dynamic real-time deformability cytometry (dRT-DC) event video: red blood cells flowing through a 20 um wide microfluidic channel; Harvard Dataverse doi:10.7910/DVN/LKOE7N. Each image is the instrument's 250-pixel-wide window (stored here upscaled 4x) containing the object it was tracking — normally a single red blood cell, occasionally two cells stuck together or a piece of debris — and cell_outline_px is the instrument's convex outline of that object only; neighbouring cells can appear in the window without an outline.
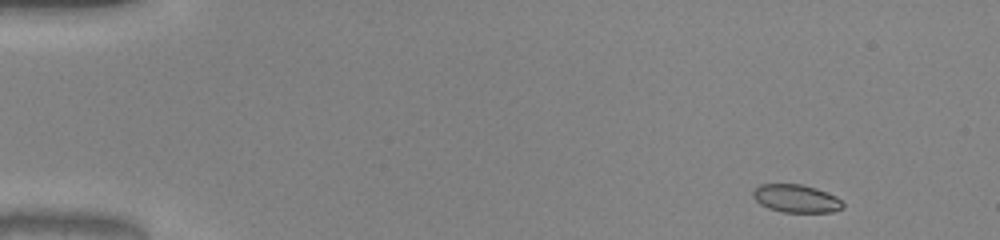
{"species": "common noctule bat (a hibernating species)", "species_latin": "Nyctalus noctula", "temperature_condition": "warm", "stored_images_in_passage": 47, "camera_frame_rate_fps": 3000, "um_per_image_px": 0.085, "animal": {"sex": "male", "body_mass_g": 20.0, "forearm_length_mm": 53.3}, "frame": {"image": 1, "passage_image": 1, "time_ms": 0.0, "image_size_px": [1000, 240], "cell_outline_px": [[844, 208], [832, 212], [784, 212], [768, 208], [760, 204], [752, 196], [752, 192], [760, 184], [800, 184], [816, 188], [836, 196], [844, 204]], "centroid_in_image_um": [67.68, 16.88], "position_along_channel_um": 17.3, "area_um2": 14.62}}
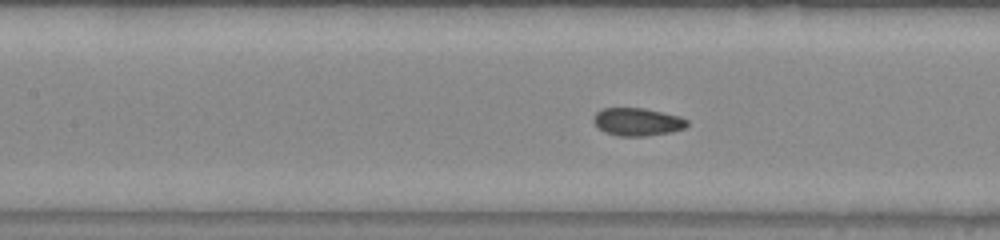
{"frame": {"image": 2, "passage_image": 20, "time_ms": 6.333, "image_size_px": [1000, 240], "cell_outline_px": [[688, 124], [684, 128], [672, 132], [648, 136], [616, 136], [604, 132], [596, 128], [592, 120], [592, 116], [596, 112], [604, 108], [644, 108], [680, 116], [688, 120]], "centroid_in_image_um": [54.14, 10.36], "position_along_channel_um": 153.3, "area_um2": 15.49}}
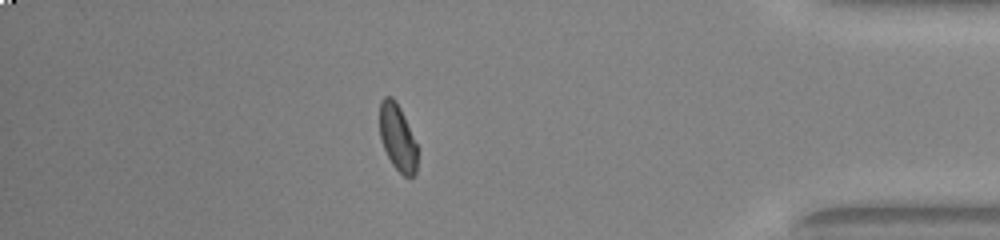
{"frame": {"image": 3, "passage_image": 41, "time_ms": 13.333, "image_size_px": [1000, 240], "cell_outline_px": [[416, 172], [412, 176], [404, 176], [392, 164], [380, 140], [380, 100], [384, 96], [392, 96], [396, 100], [404, 116], [416, 144]], "centroid_in_image_um": [33.76, 11.65], "position_along_channel_um": 401.4, "area_um2": 14.39}, "authors_computed_cell_mechanics": {"area_um2": 15.0858, "velocity_mm_per_s": 4.0457, "shape_relaxation_time_tau1_ms": 2.5355, "shape_relaxation_time_tau2_ms": 0.7285, "deformation_change_tau1": 0.1025, "deformation_change_tau2": 0.0467}}